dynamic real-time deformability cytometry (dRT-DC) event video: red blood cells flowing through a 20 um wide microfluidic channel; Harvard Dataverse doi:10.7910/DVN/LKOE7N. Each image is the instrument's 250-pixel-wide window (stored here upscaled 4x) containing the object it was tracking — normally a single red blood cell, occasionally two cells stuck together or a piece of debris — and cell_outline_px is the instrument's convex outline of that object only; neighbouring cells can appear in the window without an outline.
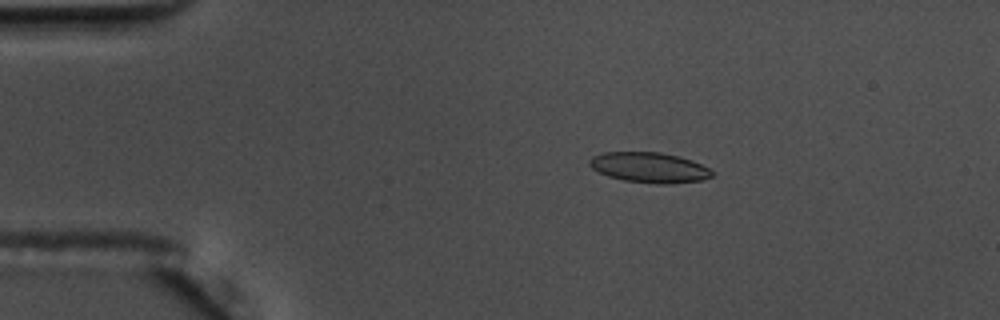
{"species": "common noctule bat (a hibernating species)", "species_latin": "Nyctalus noctula", "temperature_condition": "warm", "stored_images_in_passage": 56, "camera_frame_rate_fps": 3000, "um_per_image_px": 0.085, "animal": {"sex": "male", "body_mass_g": 17.5, "forearm_length_mm": 52.3}, "frame": {"image": 1, "passage_image": 10, "time_ms": 3.0, "image_size_px": [1000, 320], "cell_outline_px": [[716, 172], [712, 176], [700, 180], [672, 184], [656, 184], [624, 180], [608, 176], [592, 168], [588, 164], [588, 160], [592, 156], [604, 152], [660, 152], [692, 160]], "centroid_in_image_um": [55.18, 14.24], "position_along_channel_um": 29.8, "area_um2": 21.62}}
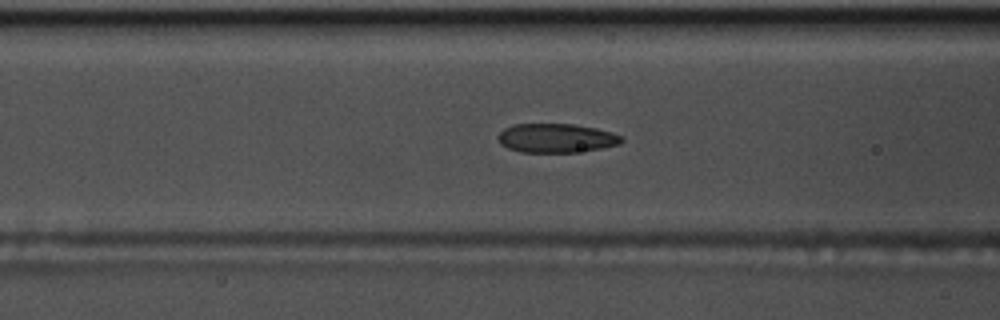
{"frame": {"image": 2, "passage_image": 22, "time_ms": 7.0, "image_size_px": [1000, 320], "cell_outline_px": [[624, 140], [620, 144], [600, 148], [576, 152], [520, 152], [508, 148], [500, 144], [496, 136], [504, 128], [516, 124], [572, 124], [596, 128], [612, 132], [624, 136]], "centroid_in_image_um": [47.28, 11.74], "position_along_channel_um": 119.3, "area_um2": 20.98}}
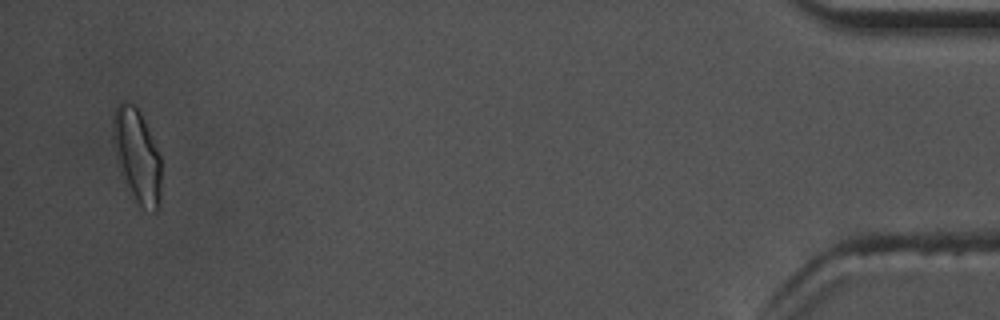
{"frame": {"image": 3, "passage_image": 54, "time_ms": 17.667, "image_size_px": [1000, 320], "cell_outline_px": [[160, 204], [156, 212], [152, 212], [136, 208], [116, 156], [112, 140], [112, 120], [116, 108], [124, 100], [132, 104], [140, 112], [160, 156]], "centroid_in_image_um": [11.65, 13.32], "position_along_channel_um": 423.6, "area_um2": 26.18}, "authors_computed_cell_mechanics": {"area_um2": 21.4727, "velocity_mm_per_s": 3.6333, "shape_relaxation_time_tau1_ms": 5.3335, "shape_relaxation_time_tau2_ms": 1.869, "deformation_change_tau1": 0.1575, "deformation_change_tau2": 0.0718}}